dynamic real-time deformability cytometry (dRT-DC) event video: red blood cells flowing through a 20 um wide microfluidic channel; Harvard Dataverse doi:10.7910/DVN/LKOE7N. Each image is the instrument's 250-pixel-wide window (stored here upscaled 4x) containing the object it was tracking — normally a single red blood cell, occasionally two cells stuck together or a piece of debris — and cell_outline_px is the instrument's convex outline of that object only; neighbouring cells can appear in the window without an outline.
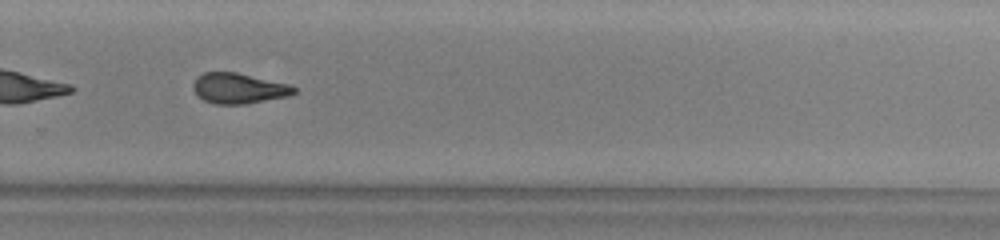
{"species": "common noctule bat (a hibernating species)", "species_latin": "Nyctalus noctula", "temperature_condition": "warm", "stored_images_in_passage": 40, "camera_frame_rate_fps": 3000, "um_per_image_px": 0.085, "animal": {"sex": "male", "body_mass_g": 13.0, "forearm_length_mm": 53.1}, "frame": {"image": 1, "passage_image": 23, "time_ms": 7.333, "image_size_px": [1000, 240], "cell_outline_px": [[300, 92], [288, 96], [244, 104], [216, 104], [204, 100], [192, 88], [192, 84], [196, 76], [204, 72], [236, 72], [288, 84], [296, 88]], "centroid_in_image_um": [20.29, 7.5], "position_along_channel_um": 309.5, "area_um2": 17.86}, "authors_computed_cell_mechanics": {"area_um2": 18.2648, "velocity_mm_per_s": 4.012, "shape_relaxation_time_tau1_ms": 4.4965, "shape_relaxation_time_tau2_ms": 2.1741, "deformation_change_tau1": 0.1574, "deformation_change_tau2": 0.111}}